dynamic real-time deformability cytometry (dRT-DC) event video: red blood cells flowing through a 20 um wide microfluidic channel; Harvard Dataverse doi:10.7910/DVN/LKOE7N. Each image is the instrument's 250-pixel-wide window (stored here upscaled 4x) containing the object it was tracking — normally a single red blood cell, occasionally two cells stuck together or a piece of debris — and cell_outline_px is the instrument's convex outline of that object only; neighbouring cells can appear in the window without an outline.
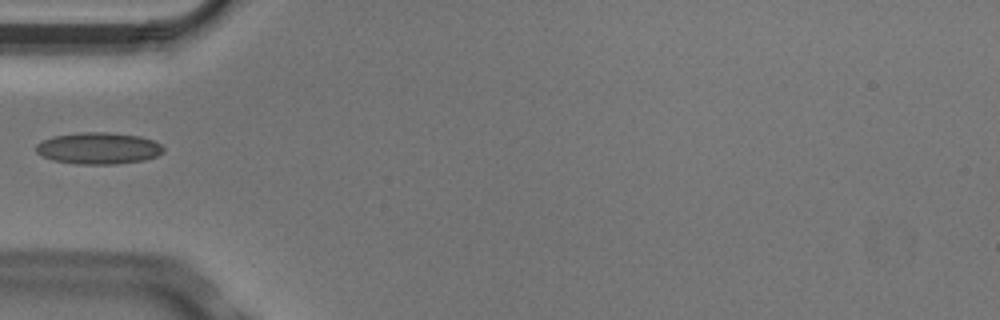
{"species": "Egyptian fruit bat (a non-hibernating species)", "species_latin": "Rousettus aegyptiacus", "temperature_condition": "cold", "stored_images_in_passage": 2, "camera_frame_rate_fps": 3000, "um_per_image_px": 0.085, "animal": {"sex": "male"}, "frame": {"image": 1, "passage_image": 1, "time_ms": 0.0, "image_size_px": [1000, 320], "cell_outline_px": [[164, 152], [156, 156], [144, 160], [116, 164], [76, 164], [52, 160], [40, 156], [36, 152], [36, 144], [52, 136], [84, 132], [108, 132], [140, 136], [152, 140], [160, 144], [164, 148]], "centroid_in_image_um": [8.36, 12.61], "position_along_channel_um": 76.6, "area_um2": 23.58}}